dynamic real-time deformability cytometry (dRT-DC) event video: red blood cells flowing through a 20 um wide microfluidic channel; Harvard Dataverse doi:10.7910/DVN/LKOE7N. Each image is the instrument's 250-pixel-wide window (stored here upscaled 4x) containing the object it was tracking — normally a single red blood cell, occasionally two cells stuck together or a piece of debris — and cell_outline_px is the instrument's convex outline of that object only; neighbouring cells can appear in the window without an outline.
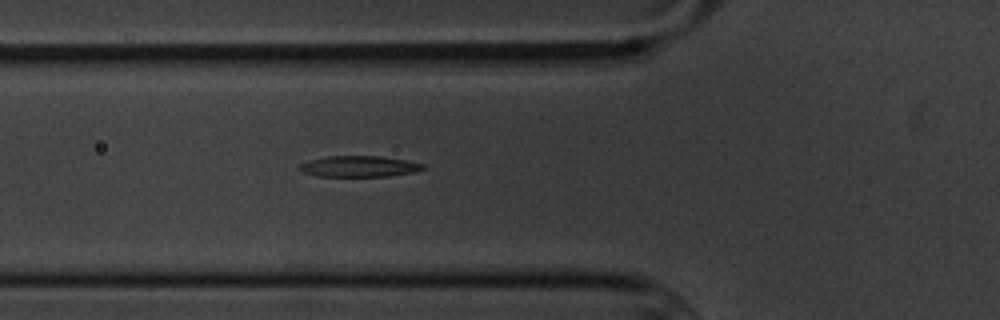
{"species": "common noctule bat (a hibernating species)", "species_latin": "Nyctalus noctula", "temperature_condition": "cold", "stored_images_in_passage": 5, "camera_frame_rate_fps": 3000, "um_per_image_px": 0.085, "animal": {"sex": "male", "body_mass_g": 20.1, "forearm_length_mm": 53.5}, "frame": {"image": 1, "passage_image": 5, "time_ms": 4.667, "image_size_px": [1000, 320], "cell_outline_px": [[428, 168], [416, 172], [388, 176], [320, 176], [304, 172], [300, 168], [300, 164], [308, 160], [324, 156], [380, 156], [408, 160], [424, 164]], "centroid_in_image_um": [30.6, 14.13], "position_along_channel_um": 95.2, "area_um2": 15.2}}